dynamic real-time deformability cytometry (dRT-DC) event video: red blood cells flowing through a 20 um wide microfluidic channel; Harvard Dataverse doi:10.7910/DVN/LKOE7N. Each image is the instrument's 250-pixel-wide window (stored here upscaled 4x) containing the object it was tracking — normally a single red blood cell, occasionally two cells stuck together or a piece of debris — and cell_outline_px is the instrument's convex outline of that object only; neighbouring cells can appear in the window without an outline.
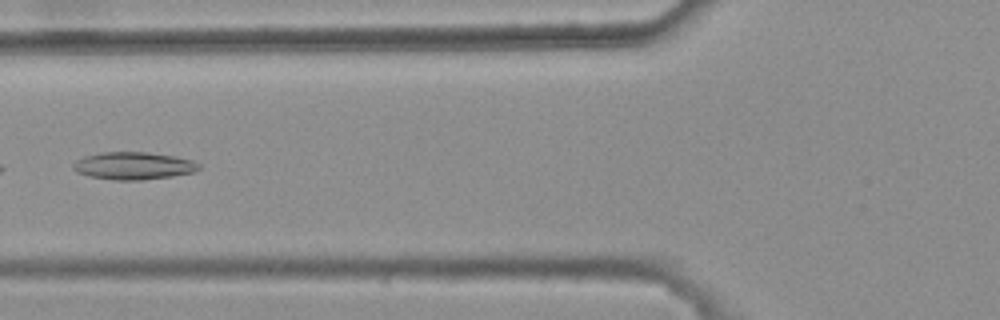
{"species": "common noctule bat (a hibernating species)", "species_latin": "Nyctalus noctula", "temperature_condition": "warm", "stored_images_in_passage": 5, "camera_frame_rate_fps": 3000, "um_per_image_px": 0.085, "animal": {"sex": "female", "body_mass_g": 25.1}, "frame": {"image": 1, "passage_image": 5, "time_ms": 1.333, "image_size_px": [1000, 320], "cell_outline_px": [[200, 168], [192, 172], [172, 176], [140, 180], [112, 180], [88, 176], [76, 172], [72, 168], [76, 160], [84, 156], [104, 152], [148, 152], [176, 156], [192, 160], [200, 164]], "centroid_in_image_um": [11.33, 14.09], "position_along_channel_um": 114.5, "area_um2": 20.17}}